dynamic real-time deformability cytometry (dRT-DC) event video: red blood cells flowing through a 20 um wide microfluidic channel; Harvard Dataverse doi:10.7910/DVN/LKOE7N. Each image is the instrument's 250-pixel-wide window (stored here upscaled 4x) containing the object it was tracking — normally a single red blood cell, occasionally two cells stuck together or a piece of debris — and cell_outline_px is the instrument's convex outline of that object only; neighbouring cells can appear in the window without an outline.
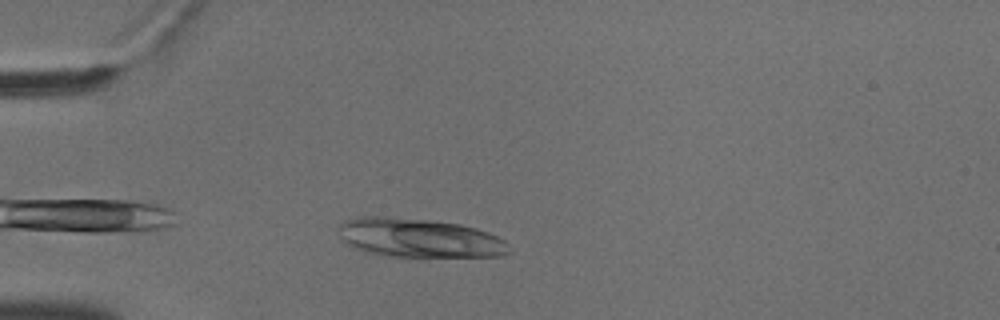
{"species": "common noctule bat (a hibernating species)", "species_latin": "Nyctalus noctula", "temperature_condition": "cold", "stored_images_in_passage": 43, "camera_frame_rate_fps": 3000, "um_per_image_px": 0.085, "animal": {"sex": "male", "body_mass_g": 18.8}, "frame": {"image": 1, "passage_image": 3, "time_ms": 0.667, "image_size_px": [1000, 320], "cell_outline_px": [[512, 252], [500, 256], [384, 256], [368, 252], [356, 248], [340, 240], [340, 224], [344, 220], [360, 216], [384, 216], [428, 220], [460, 224], [476, 228], [488, 232], [504, 240], [508, 244]], "centroid_in_image_um": [35.63, 20.22], "position_along_channel_um": 49.4, "area_um2": 38.61}}